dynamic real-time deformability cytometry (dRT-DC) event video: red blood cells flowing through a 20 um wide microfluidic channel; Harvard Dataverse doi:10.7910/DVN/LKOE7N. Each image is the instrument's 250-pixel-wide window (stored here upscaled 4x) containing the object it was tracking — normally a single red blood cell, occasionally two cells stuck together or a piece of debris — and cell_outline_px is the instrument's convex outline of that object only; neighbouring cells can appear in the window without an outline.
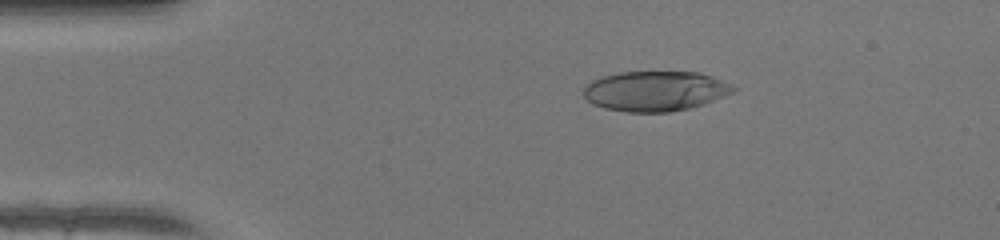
{"species": "human", "species_latin": "Homo sapiens", "temperature_condition": "warm", "stored_images_in_passage": 48, "camera_frame_rate_fps": 3000, "um_per_image_px": 0.085, "donor": {"sex": "female"}, "frame": {"image": 1, "passage_image": 9, "time_ms": 2.667, "image_size_px": [1000, 240], "cell_outline_px": [[736, 92], [688, 108], [668, 112], [628, 112], [604, 108], [592, 104], [584, 96], [584, 84], [592, 80], [604, 76], [620, 72], [700, 72], [712, 76], [732, 84], [736, 88]], "centroid_in_image_um": [55.68, 7.73], "position_along_channel_um": 29.3, "area_um2": 34.85}}
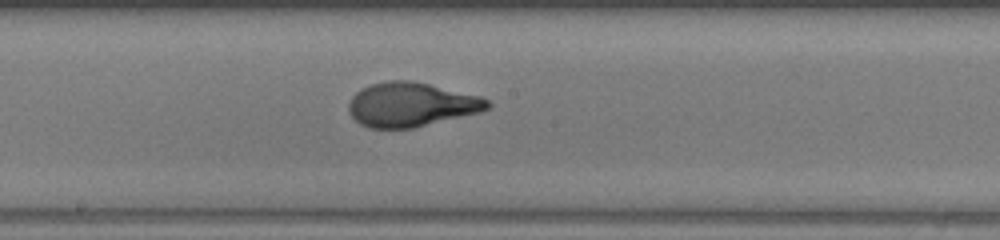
{"frame": {"image": 2, "passage_image": 26, "time_ms": 8.333, "image_size_px": [1000, 240], "cell_outline_px": [[492, 108], [480, 112], [416, 128], [368, 128], [360, 124], [348, 112], [348, 104], [352, 96], [360, 88], [372, 84], [388, 80], [412, 80], [480, 96], [488, 100], [492, 104]], "centroid_in_image_um": [34.96, 8.89], "position_along_channel_um": 213.2, "area_um2": 36.07}}
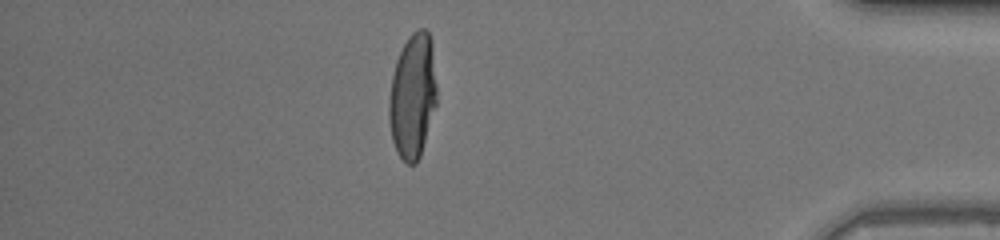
{"frame": {"image": 3, "passage_image": 42, "time_ms": 13.667, "image_size_px": [1000, 240], "cell_outline_px": [[436, 104], [420, 156], [416, 164], [408, 164], [396, 152], [392, 140], [388, 120], [388, 100], [392, 76], [396, 60], [408, 36], [412, 32], [420, 28], [424, 28], [428, 32], [432, 40], [436, 84]], "centroid_in_image_um": [35.06, 8.15], "position_along_channel_um": 400.1, "area_um2": 34.91}, "authors_computed_cell_mechanics": {"area_um2": 35.1713, "velocity_mm_per_s": 4.2904, "shape_relaxation_time_tau1_ms": 7.6498, "shape_relaxation_time_tau2_ms": null, "deformation_change_tau1": 0.349, "deformation_change_tau2": null}}